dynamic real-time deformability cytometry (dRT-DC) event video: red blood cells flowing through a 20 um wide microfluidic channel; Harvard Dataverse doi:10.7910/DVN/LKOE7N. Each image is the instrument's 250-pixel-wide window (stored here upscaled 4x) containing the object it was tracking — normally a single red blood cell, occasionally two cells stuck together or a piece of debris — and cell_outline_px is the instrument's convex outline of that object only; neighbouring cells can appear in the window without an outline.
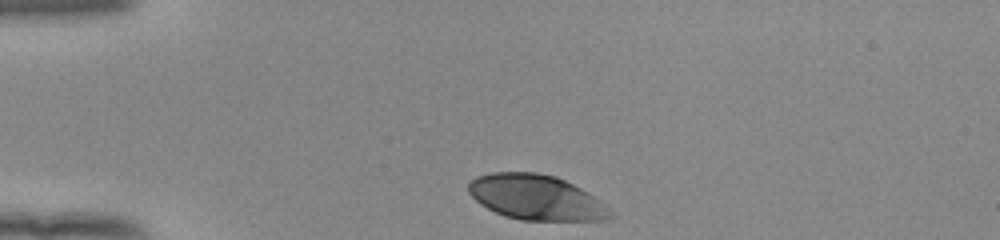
{"species": "human", "species_latin": "Homo sapiens", "temperature_condition": "room temperature", "stored_images_in_passage": 32, "camera_frame_rate_fps": 3000, "um_per_image_px": 0.085, "donor": {"sex": "female"}, "frame": {"image": 1, "passage_image": 1, "time_ms": 0.0, "image_size_px": [1000, 240], "cell_outline_px": [[612, 216], [608, 220], [520, 220], [504, 216], [480, 204], [468, 192], [468, 184], [476, 176], [492, 172], [536, 172], [556, 176], [588, 192], [608, 208], [612, 212]], "centroid_in_image_um": [45.55, 16.77], "position_along_channel_um": 39.5, "area_um2": 37.11}}
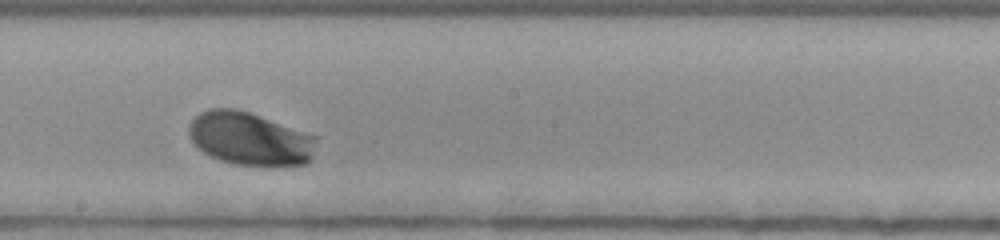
{"frame": {"image": 2, "passage_image": 19, "time_ms": 6.0, "image_size_px": [1000, 240], "cell_outline_px": [[316, 140], [312, 156], [308, 164], [236, 164], [220, 160], [204, 152], [192, 140], [188, 132], [188, 128], [192, 120], [200, 112], [208, 108], [236, 108], [260, 116], [316, 136]], "centroid_in_image_um": [21.21, 11.76], "position_along_channel_um": 227.0, "area_um2": 38.67}}
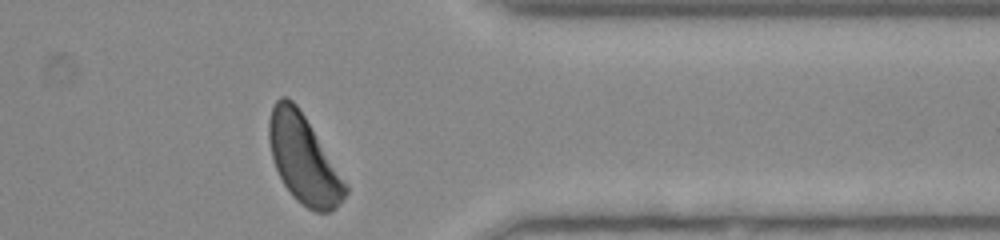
{"frame": {"image": 3, "passage_image": 32, "time_ms": 10.333, "image_size_px": [1000, 240], "cell_outline_px": [[348, 192], [336, 208], [332, 212], [316, 212], [300, 204], [292, 196], [284, 184], [272, 160], [268, 140], [268, 120], [272, 108], [276, 100], [280, 96], [284, 96], [292, 100], [296, 104], [304, 116], [348, 184]], "centroid_in_image_um": [25.8, 13.55], "position_along_channel_um": 385.6, "area_um2": 39.19}, "authors_computed_cell_mechanics": {"area_um2": 38.3792, "velocity_mm_per_s": 3.8542, "shape_relaxation_time_tau1_ms": 1.7619, "shape_relaxation_time_tau2_ms": null, "deformation_change_tau1": 0.1278, "deformation_change_tau2": null}}